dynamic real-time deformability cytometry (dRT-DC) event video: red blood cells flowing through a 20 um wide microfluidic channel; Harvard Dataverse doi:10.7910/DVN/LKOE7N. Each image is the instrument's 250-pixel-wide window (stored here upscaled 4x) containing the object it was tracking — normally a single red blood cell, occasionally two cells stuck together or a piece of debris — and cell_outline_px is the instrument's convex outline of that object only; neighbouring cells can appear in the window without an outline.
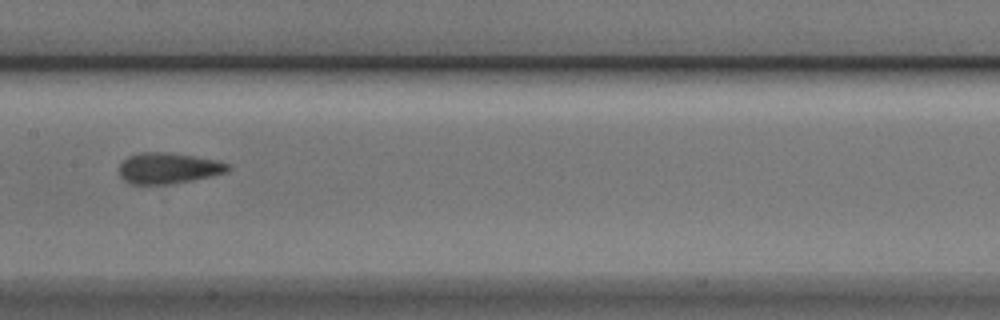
{"species": "Egyptian fruit bat (a non-hibernating species)", "species_latin": "Rousettus aegyptiacus", "temperature_condition": "cold", "stored_images_in_passage": 6, "camera_frame_rate_fps": 3000, "um_per_image_px": 0.085, "animal": {"sex": "male"}, "frame": {"image": 1, "passage_image": 4, "time_ms": 1.0, "image_size_px": [1000, 320], "cell_outline_px": [[232, 168], [228, 172], [212, 176], [172, 184], [128, 184], [120, 176], [120, 164], [128, 156], [140, 152], [168, 152], [220, 160], [228, 164]], "centroid_in_image_um": [14.34, 14.29], "position_along_channel_um": 193.1, "area_um2": 19.83}}
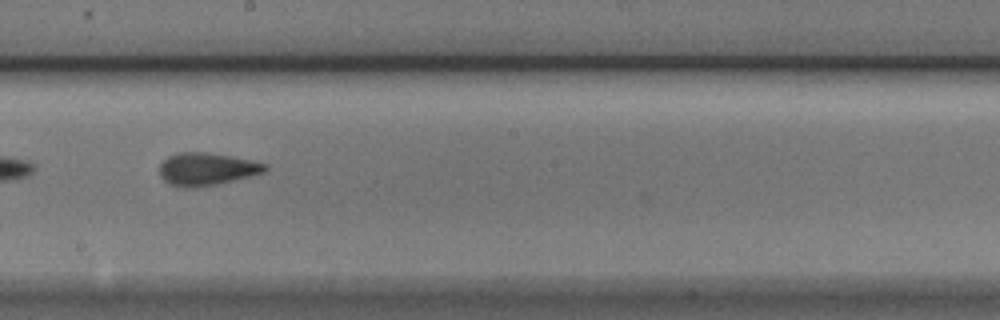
{"frame": {"image": 2, "passage_image": 5, "time_ms": 1.333, "image_size_px": [1000, 320], "cell_outline_px": [[268, 168], [264, 172], [216, 184], [196, 188], [176, 188], [168, 184], [160, 176], [160, 164], [168, 156], [180, 152], [204, 152], [228, 156], [268, 164]], "centroid_in_image_um": [17.5, 14.39], "position_along_channel_um": 230.7, "area_um2": 19.94}}